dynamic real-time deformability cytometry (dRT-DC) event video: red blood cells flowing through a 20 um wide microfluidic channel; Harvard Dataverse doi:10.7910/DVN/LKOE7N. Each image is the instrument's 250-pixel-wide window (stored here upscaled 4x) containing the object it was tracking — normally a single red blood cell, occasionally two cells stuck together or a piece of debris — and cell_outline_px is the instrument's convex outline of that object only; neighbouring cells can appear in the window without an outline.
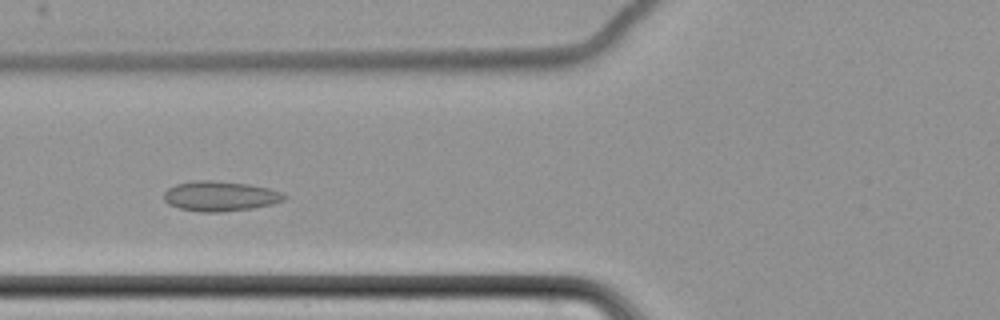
{"species": "common noctule bat (a hibernating species)", "species_latin": "Nyctalus noctula", "temperature_condition": "cold", "stored_images_in_passage": 6, "camera_frame_rate_fps": 3000, "um_per_image_px": 0.085, "animal": {"sex": "female", "body_mass_g": 22.7, "forearm_length_mm": 54.2}, "frame": {"image": 1, "passage_image": 5, "time_ms": 5.0, "image_size_px": [1000, 320], "cell_outline_px": [[288, 196], [284, 200], [272, 204], [252, 208], [220, 212], [200, 212], [180, 208], [168, 204], [164, 200], [164, 192], [168, 188], [176, 184], [196, 180], [212, 180], [248, 184], [268, 188], [280, 192]], "centroid_in_image_um": [18.7, 16.67], "position_along_channel_um": 107.1, "area_um2": 20.98}}
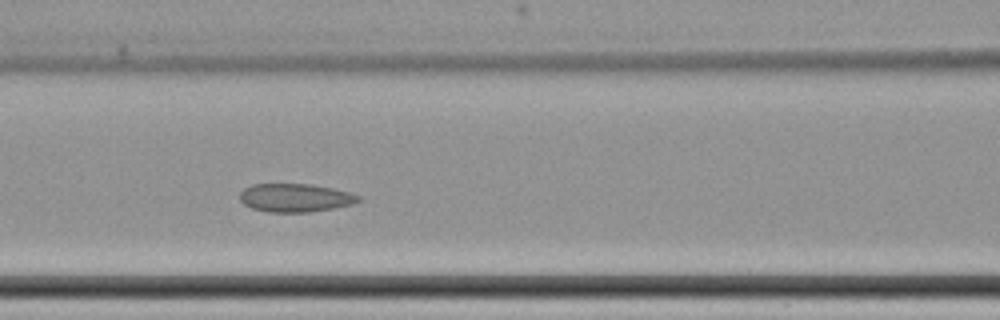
{"frame": {"image": 2, "passage_image": 6, "time_ms": 6.0, "image_size_px": [1000, 320], "cell_outline_px": [[360, 200], [352, 204], [332, 208], [308, 212], [268, 212], [252, 208], [244, 204], [240, 200], [240, 192], [244, 188], [252, 184], [308, 184], [332, 188], [348, 192], [360, 196]], "centroid_in_image_um": [25.06, 16.81], "position_along_channel_um": 141.5, "area_um2": 19.42}}